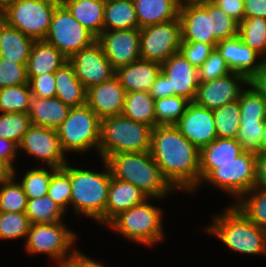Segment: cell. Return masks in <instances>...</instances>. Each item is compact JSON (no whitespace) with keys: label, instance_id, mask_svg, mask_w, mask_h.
Returning a JSON list of instances; mask_svg holds the SVG:
<instances>
[{"label":"cell","instance_id":"1","mask_svg":"<svg viewBox=\"0 0 266 267\" xmlns=\"http://www.w3.org/2000/svg\"><path fill=\"white\" fill-rule=\"evenodd\" d=\"M150 153L176 191L193 193L201 187L200 150L174 125H157L152 129Z\"/></svg>","mask_w":266,"mask_h":267},{"label":"cell","instance_id":"2","mask_svg":"<svg viewBox=\"0 0 266 267\" xmlns=\"http://www.w3.org/2000/svg\"><path fill=\"white\" fill-rule=\"evenodd\" d=\"M113 178L134 184L149 199H164L176 191L164 178L150 151L120 152L106 160Z\"/></svg>","mask_w":266,"mask_h":267},{"label":"cell","instance_id":"3","mask_svg":"<svg viewBox=\"0 0 266 267\" xmlns=\"http://www.w3.org/2000/svg\"><path fill=\"white\" fill-rule=\"evenodd\" d=\"M212 218L207 233L218 237L229 249L248 255H266V231L250 221L234 204Z\"/></svg>","mask_w":266,"mask_h":267},{"label":"cell","instance_id":"4","mask_svg":"<svg viewBox=\"0 0 266 267\" xmlns=\"http://www.w3.org/2000/svg\"><path fill=\"white\" fill-rule=\"evenodd\" d=\"M102 163L105 169L101 173L70 166V204L76 215H85L105 225V209L112 175L106 161L102 160Z\"/></svg>","mask_w":266,"mask_h":267},{"label":"cell","instance_id":"5","mask_svg":"<svg viewBox=\"0 0 266 267\" xmlns=\"http://www.w3.org/2000/svg\"><path fill=\"white\" fill-rule=\"evenodd\" d=\"M152 127L136 122L123 114L100 121L98 153L102 160L120 152H148Z\"/></svg>","mask_w":266,"mask_h":267},{"label":"cell","instance_id":"6","mask_svg":"<svg viewBox=\"0 0 266 267\" xmlns=\"http://www.w3.org/2000/svg\"><path fill=\"white\" fill-rule=\"evenodd\" d=\"M148 200L121 212L107 226L125 238L147 247L161 242L164 239L163 212Z\"/></svg>","mask_w":266,"mask_h":267},{"label":"cell","instance_id":"7","mask_svg":"<svg viewBox=\"0 0 266 267\" xmlns=\"http://www.w3.org/2000/svg\"><path fill=\"white\" fill-rule=\"evenodd\" d=\"M101 119L87 105L73 107L57 129L63 152L98 151Z\"/></svg>","mask_w":266,"mask_h":267},{"label":"cell","instance_id":"8","mask_svg":"<svg viewBox=\"0 0 266 267\" xmlns=\"http://www.w3.org/2000/svg\"><path fill=\"white\" fill-rule=\"evenodd\" d=\"M60 0H16L2 13V20L35 40H44Z\"/></svg>","mask_w":266,"mask_h":267},{"label":"cell","instance_id":"9","mask_svg":"<svg viewBox=\"0 0 266 267\" xmlns=\"http://www.w3.org/2000/svg\"><path fill=\"white\" fill-rule=\"evenodd\" d=\"M76 238L77 234L64 221L52 225L31 224L24 247L31 255L44 253L63 267L77 250L72 246Z\"/></svg>","mask_w":266,"mask_h":267},{"label":"cell","instance_id":"10","mask_svg":"<svg viewBox=\"0 0 266 267\" xmlns=\"http://www.w3.org/2000/svg\"><path fill=\"white\" fill-rule=\"evenodd\" d=\"M211 183L235 199L254 188L256 182V154L244 151L232 162L214 164V170L202 181Z\"/></svg>","mask_w":266,"mask_h":267},{"label":"cell","instance_id":"11","mask_svg":"<svg viewBox=\"0 0 266 267\" xmlns=\"http://www.w3.org/2000/svg\"><path fill=\"white\" fill-rule=\"evenodd\" d=\"M45 41L55 46L68 59L93 44L97 37L81 25L60 3L54 10Z\"/></svg>","mask_w":266,"mask_h":267},{"label":"cell","instance_id":"12","mask_svg":"<svg viewBox=\"0 0 266 267\" xmlns=\"http://www.w3.org/2000/svg\"><path fill=\"white\" fill-rule=\"evenodd\" d=\"M182 42L180 18L140 28L141 59L165 62L179 52Z\"/></svg>","mask_w":266,"mask_h":267},{"label":"cell","instance_id":"13","mask_svg":"<svg viewBox=\"0 0 266 267\" xmlns=\"http://www.w3.org/2000/svg\"><path fill=\"white\" fill-rule=\"evenodd\" d=\"M68 61L73 65L76 77L86 89L109 81L115 76V69L97 40L74 53Z\"/></svg>","mask_w":266,"mask_h":267},{"label":"cell","instance_id":"14","mask_svg":"<svg viewBox=\"0 0 266 267\" xmlns=\"http://www.w3.org/2000/svg\"><path fill=\"white\" fill-rule=\"evenodd\" d=\"M19 151H26L49 167L62 168L67 163L57 130L54 129L31 125L19 144Z\"/></svg>","mask_w":266,"mask_h":267},{"label":"cell","instance_id":"15","mask_svg":"<svg viewBox=\"0 0 266 267\" xmlns=\"http://www.w3.org/2000/svg\"><path fill=\"white\" fill-rule=\"evenodd\" d=\"M242 84L248 87L249 79L236 72L199 83L193 102L198 106L214 110L226 103L239 100L243 88H246Z\"/></svg>","mask_w":266,"mask_h":267},{"label":"cell","instance_id":"16","mask_svg":"<svg viewBox=\"0 0 266 267\" xmlns=\"http://www.w3.org/2000/svg\"><path fill=\"white\" fill-rule=\"evenodd\" d=\"M97 41L115 70L141 59L139 28L103 31Z\"/></svg>","mask_w":266,"mask_h":267},{"label":"cell","instance_id":"17","mask_svg":"<svg viewBox=\"0 0 266 267\" xmlns=\"http://www.w3.org/2000/svg\"><path fill=\"white\" fill-rule=\"evenodd\" d=\"M199 150L217 138L213 111L190 102L174 125Z\"/></svg>","mask_w":266,"mask_h":267},{"label":"cell","instance_id":"18","mask_svg":"<svg viewBox=\"0 0 266 267\" xmlns=\"http://www.w3.org/2000/svg\"><path fill=\"white\" fill-rule=\"evenodd\" d=\"M126 90L114 76L111 80L87 89L86 104L100 118L117 116L123 113Z\"/></svg>","mask_w":266,"mask_h":267},{"label":"cell","instance_id":"19","mask_svg":"<svg viewBox=\"0 0 266 267\" xmlns=\"http://www.w3.org/2000/svg\"><path fill=\"white\" fill-rule=\"evenodd\" d=\"M161 71L169 79L170 91L193 102L198 88V68L180 52L171 55L161 64Z\"/></svg>","mask_w":266,"mask_h":267},{"label":"cell","instance_id":"20","mask_svg":"<svg viewBox=\"0 0 266 267\" xmlns=\"http://www.w3.org/2000/svg\"><path fill=\"white\" fill-rule=\"evenodd\" d=\"M215 48L232 72L240 73L249 80L262 69L261 62H257L261 56L244 44L238 35L219 41Z\"/></svg>","mask_w":266,"mask_h":267},{"label":"cell","instance_id":"21","mask_svg":"<svg viewBox=\"0 0 266 267\" xmlns=\"http://www.w3.org/2000/svg\"><path fill=\"white\" fill-rule=\"evenodd\" d=\"M182 41L203 42L214 48L219 42L211 32V2L179 10Z\"/></svg>","mask_w":266,"mask_h":267},{"label":"cell","instance_id":"22","mask_svg":"<svg viewBox=\"0 0 266 267\" xmlns=\"http://www.w3.org/2000/svg\"><path fill=\"white\" fill-rule=\"evenodd\" d=\"M161 72V63L139 59L115 70V77L127 93L149 92Z\"/></svg>","mask_w":266,"mask_h":267},{"label":"cell","instance_id":"23","mask_svg":"<svg viewBox=\"0 0 266 267\" xmlns=\"http://www.w3.org/2000/svg\"><path fill=\"white\" fill-rule=\"evenodd\" d=\"M149 197L132 183L111 178L108 188V201L105 209L107 226L121 212L143 203Z\"/></svg>","mask_w":266,"mask_h":267},{"label":"cell","instance_id":"24","mask_svg":"<svg viewBox=\"0 0 266 267\" xmlns=\"http://www.w3.org/2000/svg\"><path fill=\"white\" fill-rule=\"evenodd\" d=\"M70 107L57 97L29 99L28 115L31 125L57 130L67 118Z\"/></svg>","mask_w":266,"mask_h":267},{"label":"cell","instance_id":"25","mask_svg":"<svg viewBox=\"0 0 266 267\" xmlns=\"http://www.w3.org/2000/svg\"><path fill=\"white\" fill-rule=\"evenodd\" d=\"M245 150L236 139L216 138L200 149V185L214 170V164L232 162Z\"/></svg>","mask_w":266,"mask_h":267},{"label":"cell","instance_id":"26","mask_svg":"<svg viewBox=\"0 0 266 267\" xmlns=\"http://www.w3.org/2000/svg\"><path fill=\"white\" fill-rule=\"evenodd\" d=\"M67 61L68 58L52 44L35 40L26 64L28 80L44 73H55Z\"/></svg>","mask_w":266,"mask_h":267},{"label":"cell","instance_id":"27","mask_svg":"<svg viewBox=\"0 0 266 267\" xmlns=\"http://www.w3.org/2000/svg\"><path fill=\"white\" fill-rule=\"evenodd\" d=\"M56 94L70 108L86 104L87 89L75 75L73 65L67 61L55 72Z\"/></svg>","mask_w":266,"mask_h":267},{"label":"cell","instance_id":"28","mask_svg":"<svg viewBox=\"0 0 266 267\" xmlns=\"http://www.w3.org/2000/svg\"><path fill=\"white\" fill-rule=\"evenodd\" d=\"M73 17L96 37L103 32L106 0H60Z\"/></svg>","mask_w":266,"mask_h":267},{"label":"cell","instance_id":"29","mask_svg":"<svg viewBox=\"0 0 266 267\" xmlns=\"http://www.w3.org/2000/svg\"><path fill=\"white\" fill-rule=\"evenodd\" d=\"M33 43L20 30L0 22V57L26 65Z\"/></svg>","mask_w":266,"mask_h":267},{"label":"cell","instance_id":"30","mask_svg":"<svg viewBox=\"0 0 266 267\" xmlns=\"http://www.w3.org/2000/svg\"><path fill=\"white\" fill-rule=\"evenodd\" d=\"M139 29L179 18L175 0H133Z\"/></svg>","mask_w":266,"mask_h":267},{"label":"cell","instance_id":"31","mask_svg":"<svg viewBox=\"0 0 266 267\" xmlns=\"http://www.w3.org/2000/svg\"><path fill=\"white\" fill-rule=\"evenodd\" d=\"M139 28L133 0H106L103 31Z\"/></svg>","mask_w":266,"mask_h":267},{"label":"cell","instance_id":"32","mask_svg":"<svg viewBox=\"0 0 266 267\" xmlns=\"http://www.w3.org/2000/svg\"><path fill=\"white\" fill-rule=\"evenodd\" d=\"M124 116L154 128L156 126L155 100L146 91L126 93Z\"/></svg>","mask_w":266,"mask_h":267},{"label":"cell","instance_id":"33","mask_svg":"<svg viewBox=\"0 0 266 267\" xmlns=\"http://www.w3.org/2000/svg\"><path fill=\"white\" fill-rule=\"evenodd\" d=\"M26 215L31 224L52 225L62 221L65 211L48 195L28 199Z\"/></svg>","mask_w":266,"mask_h":267},{"label":"cell","instance_id":"34","mask_svg":"<svg viewBox=\"0 0 266 267\" xmlns=\"http://www.w3.org/2000/svg\"><path fill=\"white\" fill-rule=\"evenodd\" d=\"M212 111L217 138L236 139L240 128L239 100L226 103Z\"/></svg>","mask_w":266,"mask_h":267},{"label":"cell","instance_id":"35","mask_svg":"<svg viewBox=\"0 0 266 267\" xmlns=\"http://www.w3.org/2000/svg\"><path fill=\"white\" fill-rule=\"evenodd\" d=\"M238 201L234 205L250 221L266 231V190L252 188Z\"/></svg>","mask_w":266,"mask_h":267},{"label":"cell","instance_id":"36","mask_svg":"<svg viewBox=\"0 0 266 267\" xmlns=\"http://www.w3.org/2000/svg\"><path fill=\"white\" fill-rule=\"evenodd\" d=\"M238 36L244 44L261 56L266 49V19L244 18L239 24Z\"/></svg>","mask_w":266,"mask_h":267},{"label":"cell","instance_id":"37","mask_svg":"<svg viewBox=\"0 0 266 267\" xmlns=\"http://www.w3.org/2000/svg\"><path fill=\"white\" fill-rule=\"evenodd\" d=\"M32 96L29 84L8 86L0 89L1 113H27Z\"/></svg>","mask_w":266,"mask_h":267},{"label":"cell","instance_id":"38","mask_svg":"<svg viewBox=\"0 0 266 267\" xmlns=\"http://www.w3.org/2000/svg\"><path fill=\"white\" fill-rule=\"evenodd\" d=\"M189 103V100L177 95L156 99V126L175 125L185 113Z\"/></svg>","mask_w":266,"mask_h":267},{"label":"cell","instance_id":"39","mask_svg":"<svg viewBox=\"0 0 266 267\" xmlns=\"http://www.w3.org/2000/svg\"><path fill=\"white\" fill-rule=\"evenodd\" d=\"M240 95V122H265L266 102L249 83Z\"/></svg>","mask_w":266,"mask_h":267},{"label":"cell","instance_id":"40","mask_svg":"<svg viewBox=\"0 0 266 267\" xmlns=\"http://www.w3.org/2000/svg\"><path fill=\"white\" fill-rule=\"evenodd\" d=\"M47 168L44 166L32 168L25 173L21 182H19L27 199H35L47 195L52 174L58 169L53 167Z\"/></svg>","mask_w":266,"mask_h":267},{"label":"cell","instance_id":"41","mask_svg":"<svg viewBox=\"0 0 266 267\" xmlns=\"http://www.w3.org/2000/svg\"><path fill=\"white\" fill-rule=\"evenodd\" d=\"M14 176L0 184V212H26L27 196Z\"/></svg>","mask_w":266,"mask_h":267},{"label":"cell","instance_id":"42","mask_svg":"<svg viewBox=\"0 0 266 267\" xmlns=\"http://www.w3.org/2000/svg\"><path fill=\"white\" fill-rule=\"evenodd\" d=\"M68 164L67 162L52 174L47 191V195L64 211L70 205L71 197L70 165Z\"/></svg>","mask_w":266,"mask_h":267},{"label":"cell","instance_id":"43","mask_svg":"<svg viewBox=\"0 0 266 267\" xmlns=\"http://www.w3.org/2000/svg\"><path fill=\"white\" fill-rule=\"evenodd\" d=\"M30 225L25 212H0V240L26 239Z\"/></svg>","mask_w":266,"mask_h":267},{"label":"cell","instance_id":"44","mask_svg":"<svg viewBox=\"0 0 266 267\" xmlns=\"http://www.w3.org/2000/svg\"><path fill=\"white\" fill-rule=\"evenodd\" d=\"M31 126L28 113H0V137L13 140L18 145Z\"/></svg>","mask_w":266,"mask_h":267},{"label":"cell","instance_id":"45","mask_svg":"<svg viewBox=\"0 0 266 267\" xmlns=\"http://www.w3.org/2000/svg\"><path fill=\"white\" fill-rule=\"evenodd\" d=\"M239 23L211 2V32L218 40L238 35Z\"/></svg>","mask_w":266,"mask_h":267},{"label":"cell","instance_id":"46","mask_svg":"<svg viewBox=\"0 0 266 267\" xmlns=\"http://www.w3.org/2000/svg\"><path fill=\"white\" fill-rule=\"evenodd\" d=\"M231 72L227 62L215 48L210 56L198 68V83L215 80L224 77Z\"/></svg>","mask_w":266,"mask_h":267},{"label":"cell","instance_id":"47","mask_svg":"<svg viewBox=\"0 0 266 267\" xmlns=\"http://www.w3.org/2000/svg\"><path fill=\"white\" fill-rule=\"evenodd\" d=\"M29 84L26 65L0 57V89Z\"/></svg>","mask_w":266,"mask_h":267},{"label":"cell","instance_id":"48","mask_svg":"<svg viewBox=\"0 0 266 267\" xmlns=\"http://www.w3.org/2000/svg\"><path fill=\"white\" fill-rule=\"evenodd\" d=\"M265 122H240L236 140L245 151L256 152L260 145Z\"/></svg>","mask_w":266,"mask_h":267},{"label":"cell","instance_id":"49","mask_svg":"<svg viewBox=\"0 0 266 267\" xmlns=\"http://www.w3.org/2000/svg\"><path fill=\"white\" fill-rule=\"evenodd\" d=\"M215 48L203 42L182 41L179 52L196 68H199Z\"/></svg>","mask_w":266,"mask_h":267},{"label":"cell","instance_id":"50","mask_svg":"<svg viewBox=\"0 0 266 267\" xmlns=\"http://www.w3.org/2000/svg\"><path fill=\"white\" fill-rule=\"evenodd\" d=\"M32 95L38 98H52L56 94L55 73L34 76L30 81Z\"/></svg>","mask_w":266,"mask_h":267},{"label":"cell","instance_id":"51","mask_svg":"<svg viewBox=\"0 0 266 267\" xmlns=\"http://www.w3.org/2000/svg\"><path fill=\"white\" fill-rule=\"evenodd\" d=\"M212 3L239 24L244 20V0H213Z\"/></svg>","mask_w":266,"mask_h":267},{"label":"cell","instance_id":"52","mask_svg":"<svg viewBox=\"0 0 266 267\" xmlns=\"http://www.w3.org/2000/svg\"><path fill=\"white\" fill-rule=\"evenodd\" d=\"M149 94L154 100L174 95V91H170L169 79L161 71L149 90Z\"/></svg>","mask_w":266,"mask_h":267},{"label":"cell","instance_id":"53","mask_svg":"<svg viewBox=\"0 0 266 267\" xmlns=\"http://www.w3.org/2000/svg\"><path fill=\"white\" fill-rule=\"evenodd\" d=\"M19 145L13 140L0 137V157L6 160L14 168V177L16 176L15 166L13 162L17 157Z\"/></svg>","mask_w":266,"mask_h":267},{"label":"cell","instance_id":"54","mask_svg":"<svg viewBox=\"0 0 266 267\" xmlns=\"http://www.w3.org/2000/svg\"><path fill=\"white\" fill-rule=\"evenodd\" d=\"M266 19V0H244V18Z\"/></svg>","mask_w":266,"mask_h":267},{"label":"cell","instance_id":"55","mask_svg":"<svg viewBox=\"0 0 266 267\" xmlns=\"http://www.w3.org/2000/svg\"><path fill=\"white\" fill-rule=\"evenodd\" d=\"M63 267H105L102 263L93 260L76 250L72 257L65 263Z\"/></svg>","mask_w":266,"mask_h":267},{"label":"cell","instance_id":"56","mask_svg":"<svg viewBox=\"0 0 266 267\" xmlns=\"http://www.w3.org/2000/svg\"><path fill=\"white\" fill-rule=\"evenodd\" d=\"M254 188L266 190V154H256V182Z\"/></svg>","mask_w":266,"mask_h":267},{"label":"cell","instance_id":"57","mask_svg":"<svg viewBox=\"0 0 266 267\" xmlns=\"http://www.w3.org/2000/svg\"><path fill=\"white\" fill-rule=\"evenodd\" d=\"M249 83L255 88V90L266 102V69H261L249 80Z\"/></svg>","mask_w":266,"mask_h":267},{"label":"cell","instance_id":"58","mask_svg":"<svg viewBox=\"0 0 266 267\" xmlns=\"http://www.w3.org/2000/svg\"><path fill=\"white\" fill-rule=\"evenodd\" d=\"M14 176V168L0 157V184L10 180Z\"/></svg>","mask_w":266,"mask_h":267},{"label":"cell","instance_id":"59","mask_svg":"<svg viewBox=\"0 0 266 267\" xmlns=\"http://www.w3.org/2000/svg\"><path fill=\"white\" fill-rule=\"evenodd\" d=\"M213 0H175V3L179 10L189 7V6H198V5H205Z\"/></svg>","mask_w":266,"mask_h":267},{"label":"cell","instance_id":"60","mask_svg":"<svg viewBox=\"0 0 266 267\" xmlns=\"http://www.w3.org/2000/svg\"><path fill=\"white\" fill-rule=\"evenodd\" d=\"M255 154H266V120H265L264 131L262 133L260 145L258 147V150L255 152Z\"/></svg>","mask_w":266,"mask_h":267},{"label":"cell","instance_id":"61","mask_svg":"<svg viewBox=\"0 0 266 267\" xmlns=\"http://www.w3.org/2000/svg\"><path fill=\"white\" fill-rule=\"evenodd\" d=\"M16 0H0V13H2L8 6L12 5Z\"/></svg>","mask_w":266,"mask_h":267},{"label":"cell","instance_id":"62","mask_svg":"<svg viewBox=\"0 0 266 267\" xmlns=\"http://www.w3.org/2000/svg\"><path fill=\"white\" fill-rule=\"evenodd\" d=\"M260 62H261V68L266 69V49L265 52L261 55Z\"/></svg>","mask_w":266,"mask_h":267}]
</instances>
